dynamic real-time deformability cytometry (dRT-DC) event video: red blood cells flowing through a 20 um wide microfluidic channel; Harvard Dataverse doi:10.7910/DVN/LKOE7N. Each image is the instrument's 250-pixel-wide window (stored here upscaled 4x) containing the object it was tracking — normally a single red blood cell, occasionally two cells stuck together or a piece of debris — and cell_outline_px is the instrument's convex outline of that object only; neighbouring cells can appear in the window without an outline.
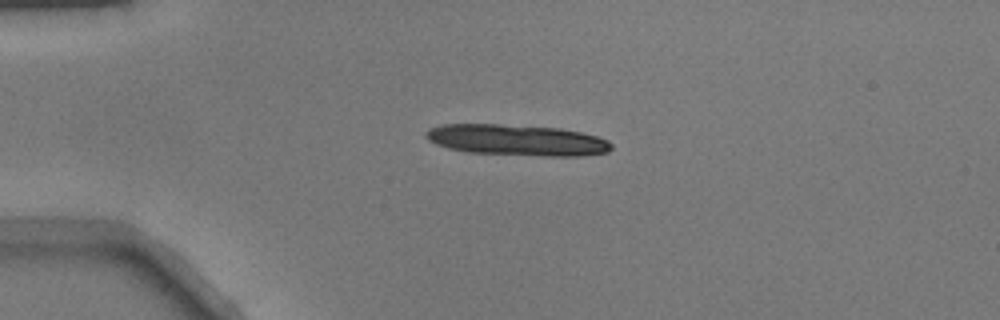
{"species": "common noctule bat (a hibernating species)", "species_latin": "Nyctalus noctula", "temperature_condition": "warm", "stored_images_in_passage": 39, "segment_of_instrument_passage": [1, 2], "camera_frame_rate_fps": 3000, "um_per_image_px": 0.085, "animal": {"sex": "male", "body_mass_g": 17.9}, "frame": {"image": 1, "passage_image": 1, "time_ms": 0.0, "image_size_px": [1000, 320], "cell_outline_px": [[612, 148], [608, 152], [584, 156], [544, 156], [468, 152], [448, 148], [436, 144], [428, 140], [424, 136], [424, 132], [428, 128], [440, 124], [500, 124], [560, 128], [580, 132], [596, 136], [608, 140], [612, 144]], "centroid_in_image_um": [43.91, 11.9], "position_along_channel_um": 41.1, "area_um2": 33.81}}